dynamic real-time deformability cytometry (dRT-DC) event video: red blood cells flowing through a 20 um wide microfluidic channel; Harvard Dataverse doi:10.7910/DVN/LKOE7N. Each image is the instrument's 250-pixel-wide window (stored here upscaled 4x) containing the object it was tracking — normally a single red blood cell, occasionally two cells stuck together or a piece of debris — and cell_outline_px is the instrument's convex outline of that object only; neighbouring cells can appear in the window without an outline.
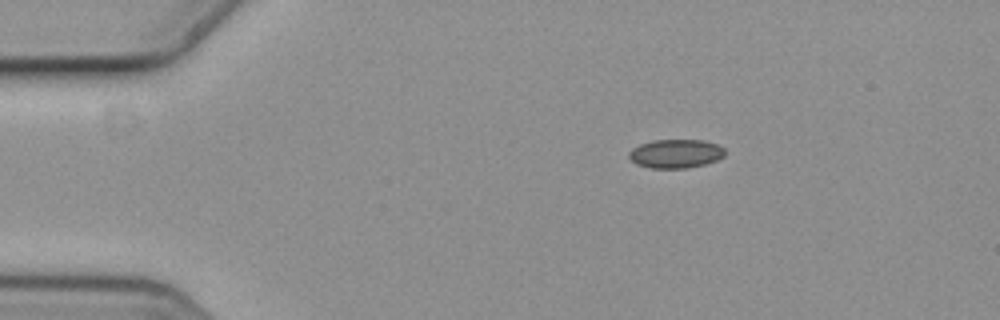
{"species": "common noctule bat (a hibernating species)", "species_latin": "Nyctalus noctula", "temperature_condition": "cold", "stored_images_in_passage": 3, "camera_frame_rate_fps": 3000, "um_per_image_px": 0.085, "animal": {"sex": "female", "body_mass_g": 19.3, "forearm_length_mm": 54.1}, "frame": {"image": 1, "passage_image": 1, "time_ms": 0.0, "image_size_px": [1000, 320], "cell_outline_px": [[724, 156], [716, 160], [704, 164], [688, 168], [652, 168], [636, 164], [628, 156], [628, 152], [632, 148], [640, 144], [652, 140], [704, 140], [720, 144], [724, 148]], "centroid_in_image_um": [57.44, 13.05], "position_along_channel_um": 27.6, "area_um2": 16.18}}